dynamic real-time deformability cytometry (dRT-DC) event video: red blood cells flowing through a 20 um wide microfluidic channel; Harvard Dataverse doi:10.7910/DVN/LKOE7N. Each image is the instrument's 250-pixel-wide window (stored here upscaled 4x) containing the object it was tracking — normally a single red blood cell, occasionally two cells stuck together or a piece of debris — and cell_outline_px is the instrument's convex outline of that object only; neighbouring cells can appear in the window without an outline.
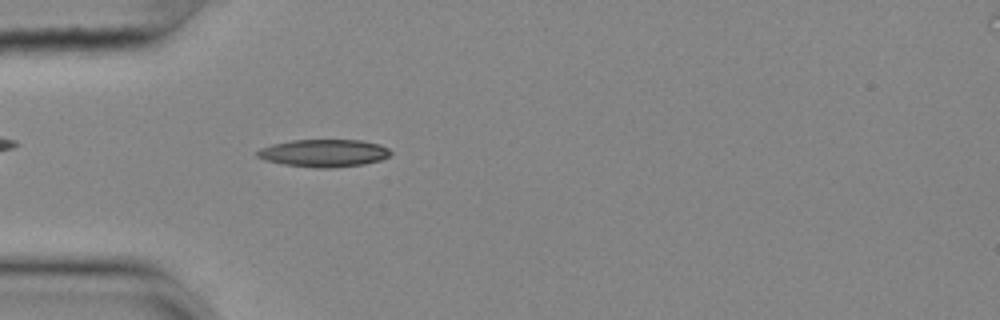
{"species": "common noctule bat (a hibernating species)", "species_latin": "Nyctalus noctula", "temperature_condition": "cold", "stored_images_in_passage": 40, "camera_frame_rate_fps": 3000, "um_per_image_px": 0.085, "animal": {"sex": "female", "body_mass_g": 25.1}, "frame": {"image": 1, "passage_image": 1, "time_ms": 0.0, "image_size_px": [1000, 320], "cell_outline_px": [[392, 152], [388, 156], [380, 160], [364, 164], [328, 168], [316, 168], [284, 164], [264, 160], [256, 156], [256, 152], [260, 148], [272, 144], [292, 140], [364, 140], [380, 144], [388, 148]], "centroid_in_image_um": [27.52, 13.01], "position_along_channel_um": 57.5, "area_um2": 21.44}}
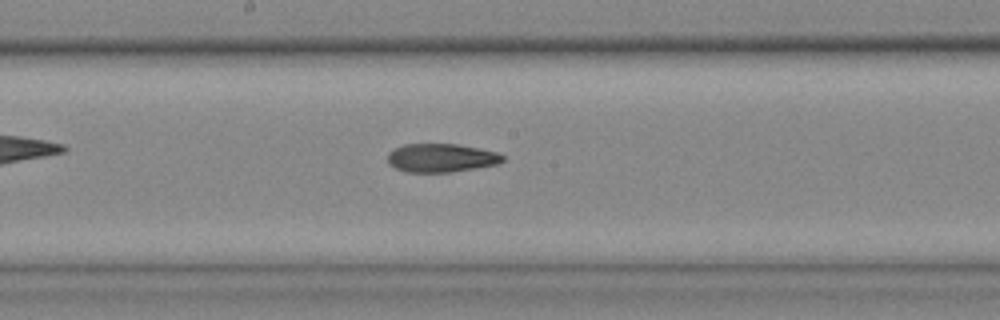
{"frame": {"image": 2, "passage_image": 14, "time_ms": 4.333, "image_size_px": [1000, 320], "cell_outline_px": [[504, 160], [496, 164], [448, 172], [408, 172], [396, 168], [388, 164], [388, 152], [404, 144], [456, 144], [480, 148], [496, 152], [504, 156]], "centroid_in_image_um": [37.47, 13.41], "position_along_channel_um": 210.7, "area_um2": 18.9}}
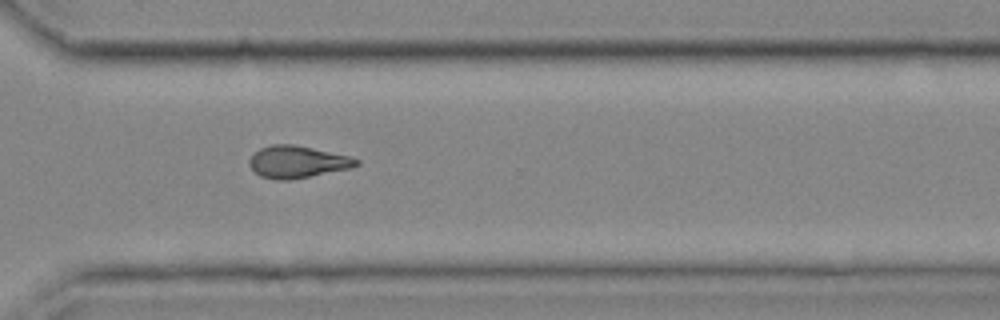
{"frame": {"image": 3, "passage_image": 25, "time_ms": 8.0, "image_size_px": [1000, 320], "cell_outline_px": [[360, 164], [352, 168], [288, 180], [276, 180], [260, 176], [248, 164], [248, 160], [260, 148], [272, 144], [292, 144], [312, 148], [348, 156], [360, 160]], "centroid_in_image_um": [25.27, 13.76], "position_along_channel_um": 345.3, "area_um2": 19.83}, "authors_computed_cell_mechanics": {"area_um2": 19.7098, "velocity_mm_per_s": 3.6686, "shape_relaxation_time_tau1_ms": null, "shape_relaxation_time_tau2_ms": 5.3987, "deformation_change_tau1": null, "deformation_change_tau2": 0.1403}}